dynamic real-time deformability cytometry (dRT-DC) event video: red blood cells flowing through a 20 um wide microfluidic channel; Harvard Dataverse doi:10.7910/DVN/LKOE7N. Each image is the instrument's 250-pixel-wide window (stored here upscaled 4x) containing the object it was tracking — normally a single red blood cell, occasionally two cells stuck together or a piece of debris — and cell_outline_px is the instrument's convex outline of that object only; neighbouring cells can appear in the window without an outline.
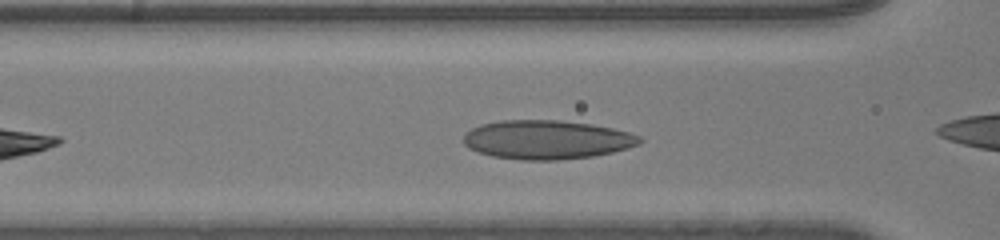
{"species": "human", "species_latin": "Homo sapiens", "temperature_condition": "room temperature", "stored_images_in_passage": 16, "camera_frame_rate_fps": 3000, "um_per_image_px": 0.085, "donor": {"sex": "male"}, "frame": {"image": 1, "passage_image": 7, "time_ms": 2.0, "image_size_px": [1000, 240], "cell_outline_px": [[644, 140], [640, 144], [628, 148], [612, 152], [592, 156], [556, 160], [520, 160], [492, 156], [468, 148], [464, 144], [464, 132], [480, 124], [500, 120], [560, 120], [592, 124], [612, 128], [628, 132], [640, 136]], "centroid_in_image_um": [46.47, 11.87], "position_along_channel_um": 120.1, "area_um2": 40.11}}
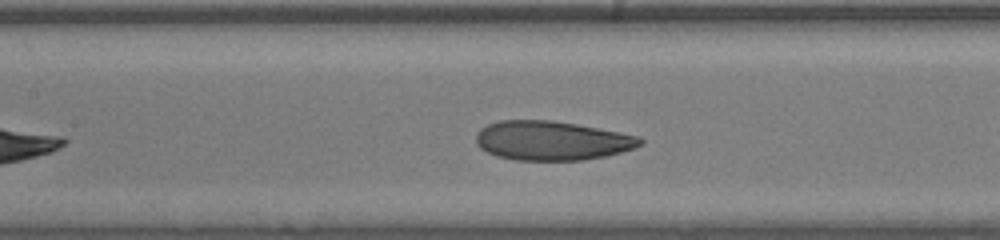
{"frame": {"image": 2, "passage_image": 10, "time_ms": 3.0, "image_size_px": [1000, 240], "cell_outline_px": [[644, 144], [620, 152], [604, 156], [584, 160], [516, 160], [496, 156], [480, 148], [476, 144], [476, 132], [480, 128], [488, 124], [500, 120], [552, 120], [576, 124], [620, 132], [640, 136], [644, 140]], "centroid_in_image_um": [46.89, 11.95], "position_along_channel_um": 160.5, "area_um2": 37.63}}
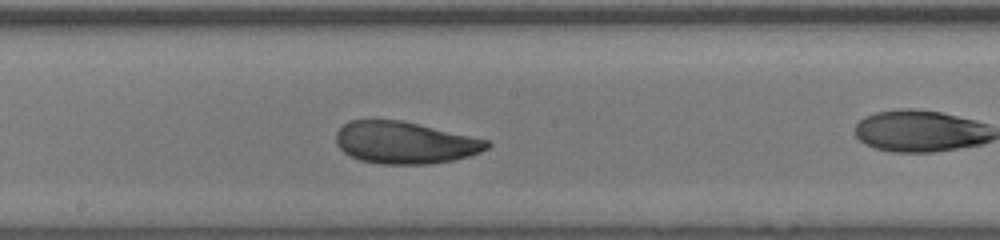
{"frame": {"image": 3, "passage_image": 14, "time_ms": 4.333, "image_size_px": [1000, 240], "cell_outline_px": [[492, 144], [488, 148], [480, 152], [468, 156], [452, 160], [428, 164], [380, 164], [360, 160], [344, 152], [336, 144], [336, 132], [344, 124], [352, 120], [400, 120], [492, 140]], "centroid_in_image_um": [34.45, 12.12], "position_along_channel_um": 213.8, "area_um2": 36.99}}